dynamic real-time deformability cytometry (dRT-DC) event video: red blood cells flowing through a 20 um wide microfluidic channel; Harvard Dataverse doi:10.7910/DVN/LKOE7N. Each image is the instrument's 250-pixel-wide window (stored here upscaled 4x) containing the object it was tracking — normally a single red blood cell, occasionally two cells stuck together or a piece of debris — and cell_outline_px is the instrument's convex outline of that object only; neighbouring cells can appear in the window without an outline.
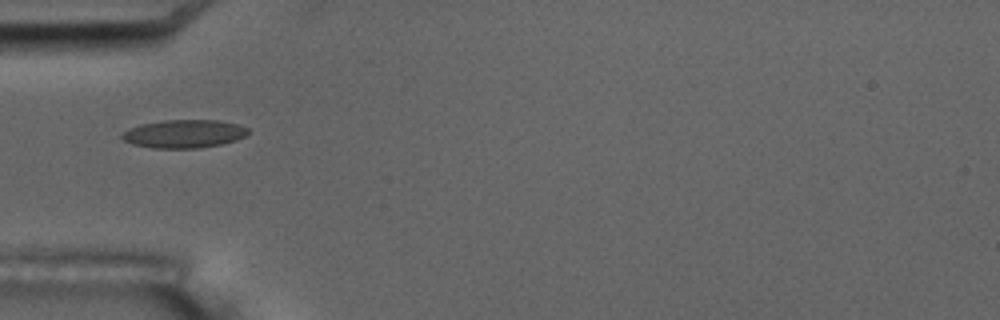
{"species": "common noctule bat (a hibernating species)", "species_latin": "Nyctalus noctula", "temperature_condition": "room temperature", "stored_images_in_passage": 12, "camera_frame_rate_fps": 3000, "um_per_image_px": 0.085, "animal": {"sex": "male", "body_mass_g": 17.5, "forearm_length_mm": 52.3}, "frame": {"image": 1, "passage_image": 1, "time_ms": 0.0, "image_size_px": [1000, 320], "cell_outline_px": [[248, 132], [244, 136], [236, 140], [220, 144], [200, 148], [152, 148], [132, 144], [124, 140], [120, 136], [128, 128], [140, 124], [164, 120], [220, 120], [236, 124], [248, 128]], "centroid_in_image_um": [15.61, 11.37], "position_along_channel_um": 69.4, "area_um2": 20.69}}
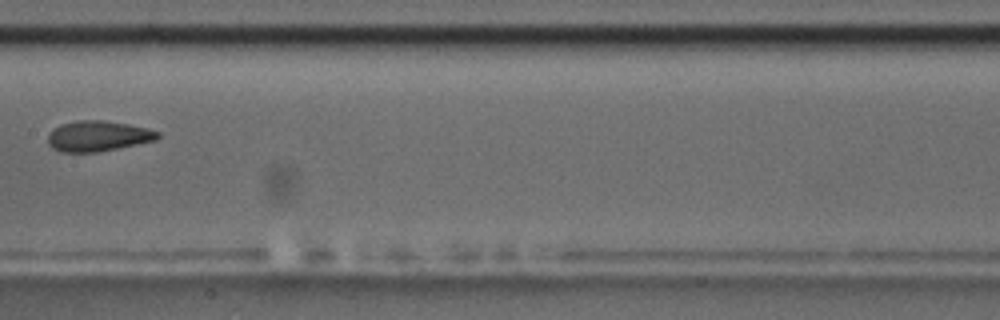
{"frame": {"image": 2, "passage_image": 4, "time_ms": 3.667, "image_size_px": [1000, 320], "cell_outline_px": [[160, 136], [156, 140], [96, 152], [60, 152], [52, 148], [48, 144], [48, 132], [60, 124], [76, 120], [104, 120], [128, 124], [148, 128], [160, 132]], "centroid_in_image_um": [8.3, 11.55], "position_along_channel_um": 199.1, "area_um2": 19.59}, "authors_computed_cell_mechanics": {"area_um2": 19.5653, "velocity_mm_per_s": 3.5358, "shape_relaxation_time_tau1_ms": 4.761, "shape_relaxation_time_tau2_ms": null, "deformation_change_tau1": 0.1386, "deformation_change_tau2": null}}